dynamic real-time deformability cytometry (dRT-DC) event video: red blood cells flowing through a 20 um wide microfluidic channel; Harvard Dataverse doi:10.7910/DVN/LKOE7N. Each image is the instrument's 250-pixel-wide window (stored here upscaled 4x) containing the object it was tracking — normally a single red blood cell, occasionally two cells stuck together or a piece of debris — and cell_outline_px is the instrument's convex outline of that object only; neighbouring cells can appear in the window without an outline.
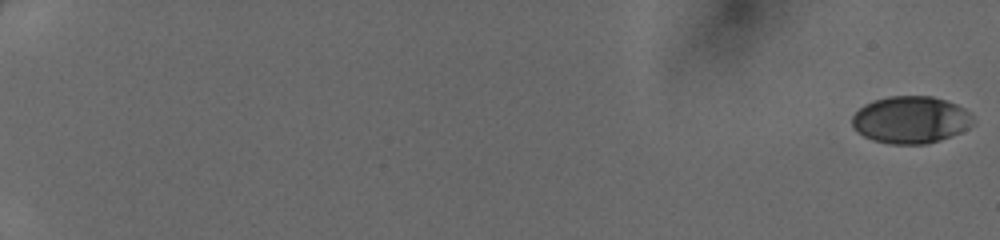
{"species": "human", "species_latin": "Homo sapiens", "temperature_condition": "cold", "stored_images_in_passage": 23, "camera_frame_rate_fps": 3000, "um_per_image_px": 0.085, "donor": {"sex": "female"}, "frame": {"image": 1, "passage_image": 1, "time_ms": 0.0, "image_size_px": [1000, 240], "cell_outline_px": [[972, 124], [968, 128], [960, 132], [940, 140], [928, 144], [888, 144], [872, 140], [856, 132], [852, 124], [852, 116], [864, 104], [872, 100], [888, 96], [932, 96], [956, 104], [964, 108], [968, 112], [972, 120]], "centroid_in_image_um": [77.37, 10.19], "position_along_channel_um": 7.6, "area_um2": 33.29}}
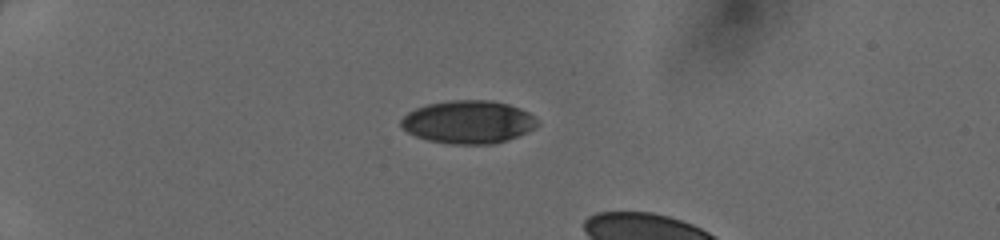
{"frame": {"image": 2, "passage_image": 16, "time_ms": 5.0, "image_size_px": [1000, 240], "cell_outline_px": [[540, 124], [536, 128], [528, 132], [508, 140], [492, 144], [452, 144], [428, 140], [416, 136], [408, 132], [400, 124], [400, 120], [408, 112], [416, 108], [428, 104], [452, 100], [492, 100], [508, 104], [520, 108], [536, 116]], "centroid_in_image_um": [39.86, 10.37], "position_along_channel_um": 45.1, "area_um2": 34.33}}
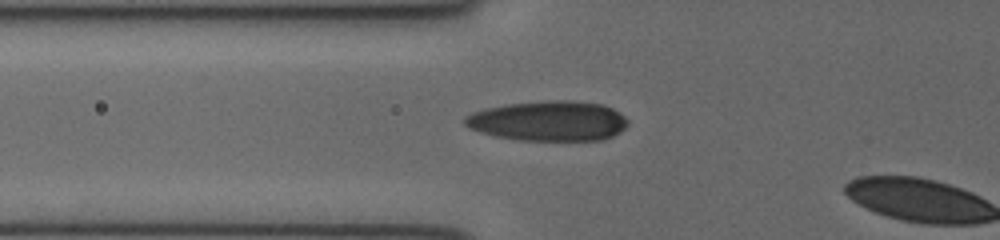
{"frame": {"image": 3, "passage_image": 22, "time_ms": 7.0, "image_size_px": [1000, 240], "cell_outline_px": [[628, 124], [620, 132], [604, 140], [516, 140], [496, 136], [480, 132], [468, 128], [464, 124], [464, 116], [472, 112], [484, 108], [508, 104], [544, 100], [572, 100], [604, 104], [612, 108], [624, 116], [628, 120]], "centroid_in_image_um": [46.61, 10.27], "position_along_channel_um": 79.2, "area_um2": 38.38}}